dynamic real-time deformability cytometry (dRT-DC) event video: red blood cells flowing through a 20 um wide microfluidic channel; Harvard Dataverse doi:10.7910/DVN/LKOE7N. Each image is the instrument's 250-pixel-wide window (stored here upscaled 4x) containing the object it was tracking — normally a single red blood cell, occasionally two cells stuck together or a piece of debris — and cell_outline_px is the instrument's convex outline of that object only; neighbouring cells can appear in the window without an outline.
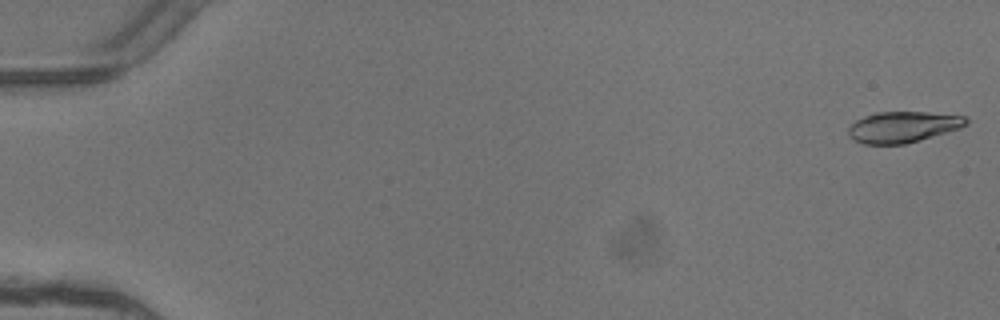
{"species": "common noctule bat (a hibernating species)", "species_latin": "Nyctalus noctula", "temperature_condition": "warm", "stored_images_in_passage": 5, "camera_frame_rate_fps": 3000, "um_per_image_px": 0.085, "animal": {"sex": "female"}, "frame": {"image": 1, "passage_image": 1, "time_ms": 0.0, "image_size_px": [1000, 320], "cell_outline_px": [[968, 124], [960, 128], [920, 140], [904, 144], [864, 144], [848, 136], [848, 128], [856, 120], [864, 116], [876, 112], [924, 112], [964, 116], [968, 120]], "centroid_in_image_um": [76.74, 10.79], "position_along_channel_um": 8.3, "area_um2": 21.15}}
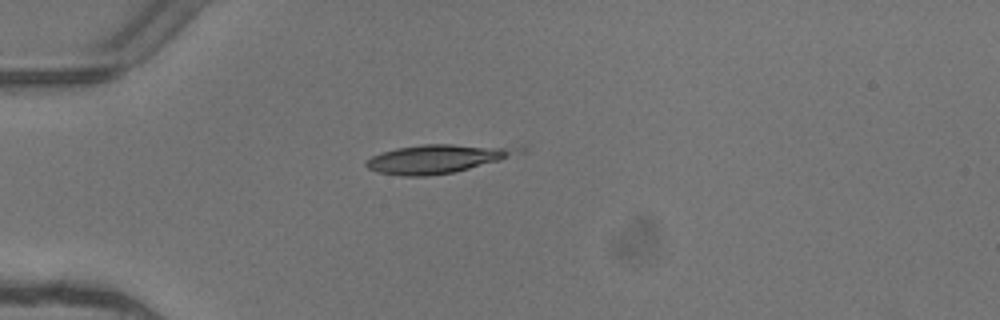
{"frame": {"image": 2, "passage_image": 4, "time_ms": 1.0, "image_size_px": [1000, 320], "cell_outline_px": [[528, 148], [524, 152], [500, 160], [456, 172], [428, 176], [404, 176], [376, 172], [368, 168], [364, 164], [364, 160], [380, 152], [396, 148], [424, 144], [528, 144]], "centroid_in_image_um": [37.36, 13.45], "position_along_channel_um": 47.6, "area_um2": 26.59}}